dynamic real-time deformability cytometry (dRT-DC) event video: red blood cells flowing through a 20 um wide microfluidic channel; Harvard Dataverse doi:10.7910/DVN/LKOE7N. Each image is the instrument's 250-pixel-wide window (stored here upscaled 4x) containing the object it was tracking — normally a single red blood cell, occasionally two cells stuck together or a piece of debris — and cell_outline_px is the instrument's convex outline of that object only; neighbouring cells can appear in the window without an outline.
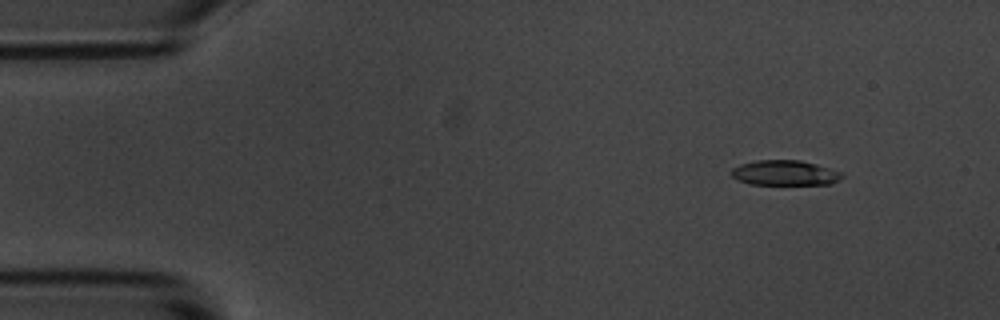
{"species": "common noctule bat (a hibernating species)", "species_latin": "Nyctalus noctula", "temperature_condition": "room temperature", "stored_images_in_passage": 54, "camera_frame_rate_fps": 3000, "um_per_image_px": 0.085, "animal": {"sex": "male", "body_mass_g": 20.1, "forearm_length_mm": 53.5}, "frame": {"image": 1, "passage_image": 5, "time_ms": 1.333, "image_size_px": [1000, 320], "cell_outline_px": [[844, 176], [840, 180], [832, 184], [748, 184], [736, 180], [728, 172], [732, 168], [740, 164], [756, 160], [800, 160], [816, 164], [840, 172]], "centroid_in_image_um": [66.66, 14.7], "position_along_channel_um": 18.3, "area_um2": 16.3}}
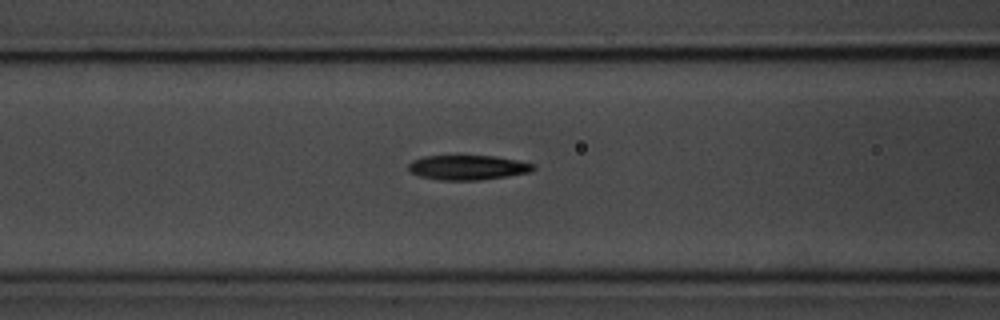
{"frame": {"image": 2, "passage_image": 21, "time_ms": 6.667, "image_size_px": [1000, 320], "cell_outline_px": [[536, 168], [532, 172], [508, 176], [480, 180], [440, 180], [420, 176], [412, 172], [408, 168], [408, 164], [412, 160], [424, 156], [496, 156], [536, 164]], "centroid_in_image_um": [39.8, 14.23], "position_along_channel_um": 126.8, "area_um2": 18.03}}
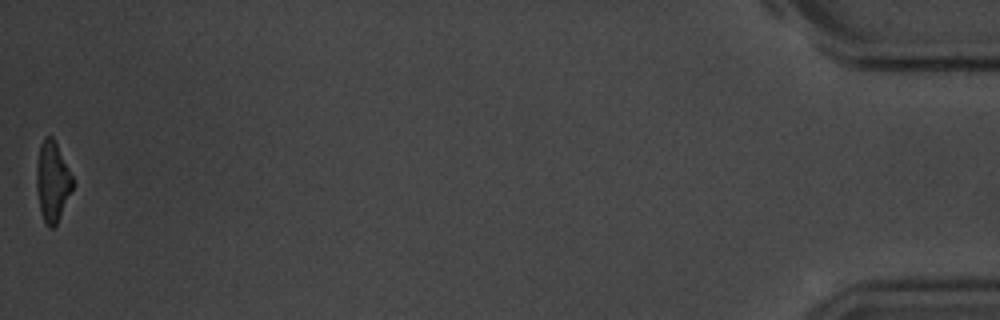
{"frame": {"image": 3, "passage_image": 54, "time_ms": 17.667, "image_size_px": [1000, 320], "cell_outline_px": [[72, 188], [56, 224], [52, 228], [48, 228], [44, 224], [40, 212], [36, 188], [36, 168], [40, 144], [44, 136], [52, 136], [72, 176]], "centroid_in_image_um": [4.41, 15.44], "position_along_channel_um": 430.8, "area_um2": 16.59}, "authors_computed_cell_mechanics": {"area_um2": 17.9758, "velocity_mm_per_s": 3.6584, "shape_relaxation_time_tau1_ms": 4.0538, "shape_relaxation_time_tau2_ms": 4.5223, "deformation_change_tau1": 0.1679, "deformation_change_tau2": 0.1278}}